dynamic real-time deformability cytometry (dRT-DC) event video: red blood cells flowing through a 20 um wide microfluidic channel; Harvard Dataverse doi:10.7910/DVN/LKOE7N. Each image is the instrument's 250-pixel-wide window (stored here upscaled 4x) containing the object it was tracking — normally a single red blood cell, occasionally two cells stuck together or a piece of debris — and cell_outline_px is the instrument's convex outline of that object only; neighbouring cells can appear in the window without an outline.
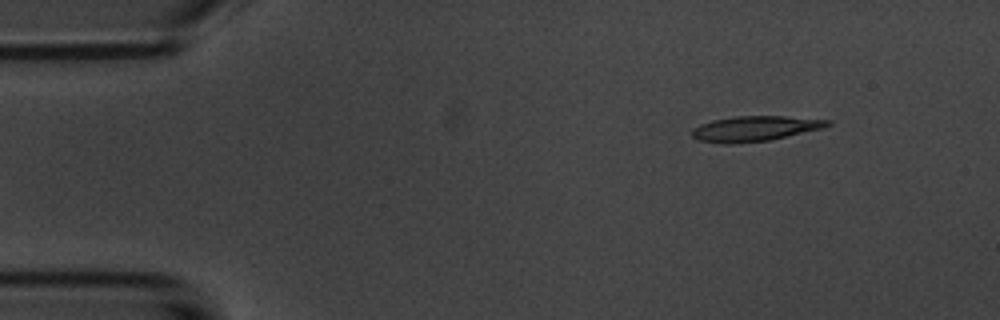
{"species": "common noctule bat (a hibernating species)", "species_latin": "Nyctalus noctula", "temperature_condition": "room temperature", "stored_images_in_passage": 48, "camera_frame_rate_fps": 3000, "um_per_image_px": 0.085, "animal": {"sex": "male", "body_mass_g": 20.1, "forearm_length_mm": 53.5}, "frame": {"image": 1, "passage_image": 1, "time_ms": 0.0, "image_size_px": [1000, 320], "cell_outline_px": [[832, 124], [820, 128], [772, 140], [732, 144], [720, 144], [700, 140], [692, 136], [692, 128], [700, 124], [712, 120], [732, 116], [784, 116], [832, 120]], "centroid_in_image_um": [64.13, 10.93], "position_along_channel_um": 20.9, "area_um2": 20.0}}
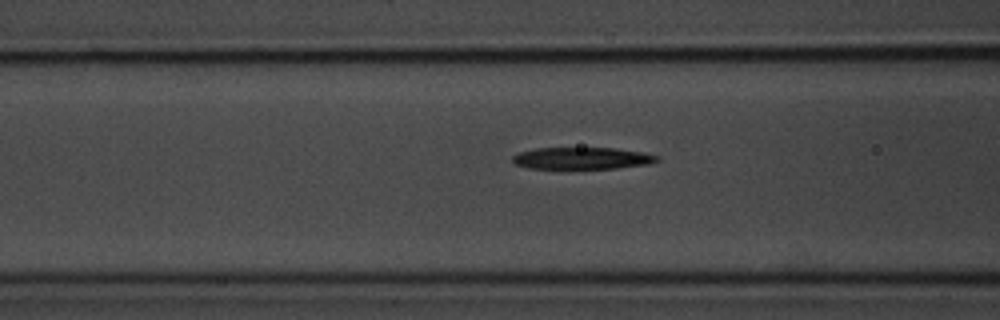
{"frame": {"image": 2, "passage_image": 15, "time_ms": 4.667, "image_size_px": [1000, 320], "cell_outline_px": [[660, 160], [648, 164], [616, 168], [528, 168], [512, 164], [512, 156], [520, 152], [536, 148], [616, 148], [644, 152], [660, 156]], "centroid_in_image_um": [49.48, 13.44], "position_along_channel_um": 117.1, "area_um2": 18.5}}
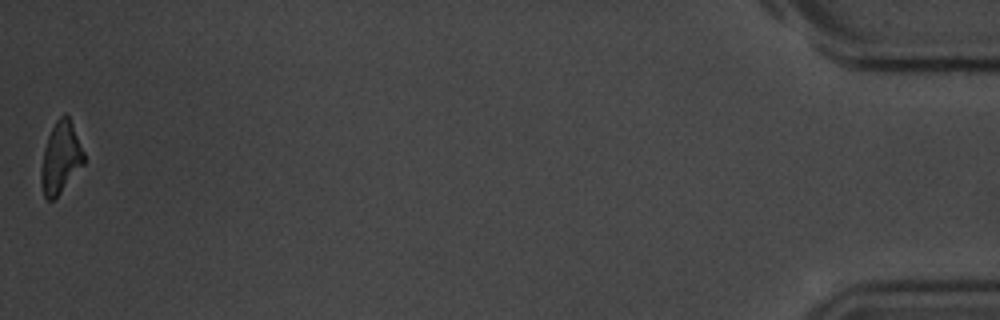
{"frame": {"image": 3, "passage_image": 48, "time_ms": 15.667, "image_size_px": [1000, 320], "cell_outline_px": [[84, 164], [60, 192], [52, 200], [48, 200], [44, 196], [40, 184], [40, 172], [44, 148], [48, 136], [56, 120], [64, 112], [68, 116], [72, 124], [84, 152]], "centroid_in_image_um": [5.13, 13.4], "position_along_channel_um": 430.1, "area_um2": 17.63}, "authors_computed_cell_mechanics": {"area_um2": 19.8832, "velocity_mm_per_s": 3.7192, "shape_relaxation_time_tau1_ms": 3.3106, "shape_relaxation_time_tau2_ms": 6.3886, "deformation_change_tau1": 0.1528, "deformation_change_tau2": 0.2042}}